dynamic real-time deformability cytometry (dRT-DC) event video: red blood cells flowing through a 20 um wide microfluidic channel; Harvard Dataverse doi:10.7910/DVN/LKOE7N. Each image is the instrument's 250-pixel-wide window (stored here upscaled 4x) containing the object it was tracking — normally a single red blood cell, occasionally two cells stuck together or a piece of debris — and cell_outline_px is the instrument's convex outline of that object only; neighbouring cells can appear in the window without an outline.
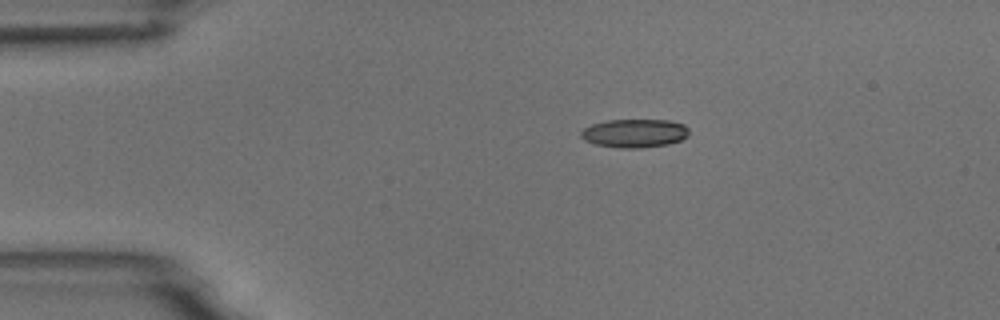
{"species": "common noctule bat (a hibernating species)", "species_latin": "Nyctalus noctula", "temperature_condition": "room temperature", "stored_images_in_passage": 15, "camera_frame_rate_fps": 3000, "um_per_image_px": 0.085, "animal": {"sex": "male", "body_mass_g": 18.8}, "frame": {"image": 1, "passage_image": 3, "time_ms": 3.333, "image_size_px": [1000, 320], "cell_outline_px": [[688, 136], [680, 140], [668, 144], [640, 148], [620, 148], [596, 144], [584, 140], [580, 136], [580, 132], [584, 128], [592, 124], [608, 120], [668, 120], [684, 124], [688, 128]], "centroid_in_image_um": [53.93, 11.32], "position_along_channel_um": 31.1, "area_um2": 17.92}}
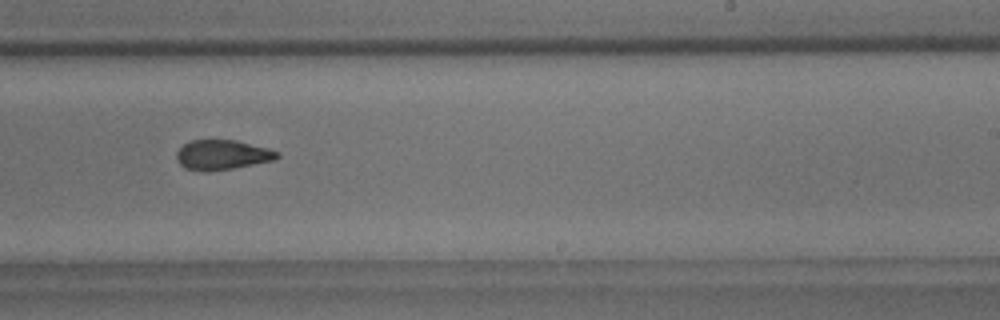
{"frame": {"image": 2, "passage_image": 10, "time_ms": 11.0, "image_size_px": [1000, 320], "cell_outline_px": [[280, 156], [276, 160], [232, 168], [200, 172], [184, 168], [176, 160], [176, 152], [184, 144], [192, 140], [236, 140], [268, 148], [280, 152]], "centroid_in_image_um": [18.89, 13.16], "position_along_channel_um": 270.1, "area_um2": 17.57}}
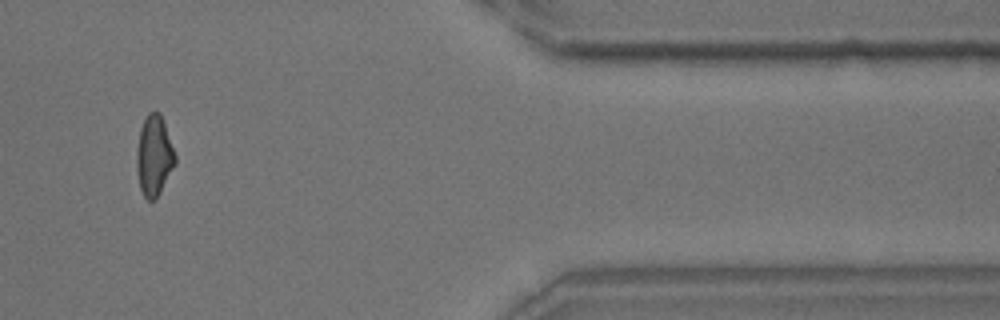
{"frame": {"image": 3, "passage_image": 13, "time_ms": 15.333, "image_size_px": [1000, 320], "cell_outline_px": [[176, 164], [156, 200], [148, 200], [144, 196], [140, 188], [136, 168], [136, 152], [140, 128], [148, 112], [160, 112], [176, 156]], "centroid_in_image_um": [13.09, 13.26], "position_along_channel_um": 398.3, "area_um2": 18.09}, "authors_computed_cell_mechanics": {"area_um2": 18.0914, "velocity_mm_per_s": 3.7464, "shape_relaxation_time_tau1_ms": null, "shape_relaxation_time_tau2_ms": 3.3548, "deformation_change_tau1": null, "deformation_change_tau2": 0.0901}}